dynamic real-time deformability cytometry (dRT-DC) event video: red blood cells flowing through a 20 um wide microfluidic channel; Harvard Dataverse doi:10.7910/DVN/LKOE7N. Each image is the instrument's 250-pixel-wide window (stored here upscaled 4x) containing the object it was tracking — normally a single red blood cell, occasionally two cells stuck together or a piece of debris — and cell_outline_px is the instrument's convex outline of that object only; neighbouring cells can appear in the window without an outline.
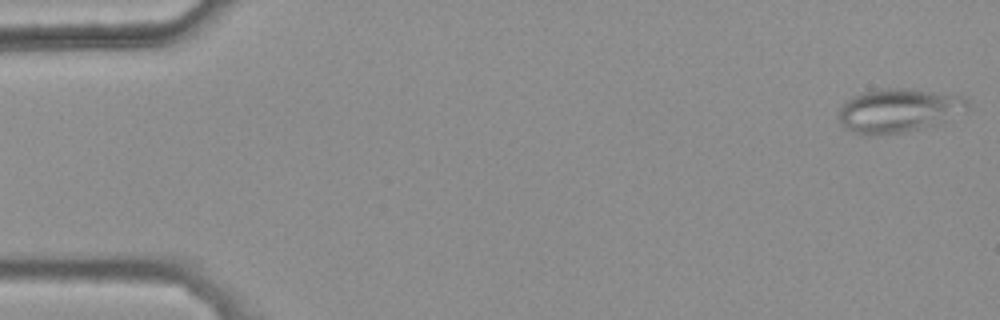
{"species": "common noctule bat (a hibernating species)", "species_latin": "Nyctalus noctula", "temperature_condition": "warm", "stored_images_in_passage": 48, "camera_frame_rate_fps": 3000, "um_per_image_px": 0.085, "animal": {"sex": "female", "body_mass_g": 25.1}, "frame": {"image": 1, "passage_image": 1, "time_ms": 0.0, "image_size_px": [1000, 320], "cell_outline_px": [[968, 108], [940, 124], [924, 128], [904, 132], [876, 136], [864, 136], [852, 132], [840, 124], [836, 116], [840, 104], [852, 96], [864, 92], [884, 88], [904, 88], [964, 96], [968, 100]], "centroid_in_image_um": [76.3, 9.41], "position_along_channel_um": 8.7, "area_um2": 33.47}}
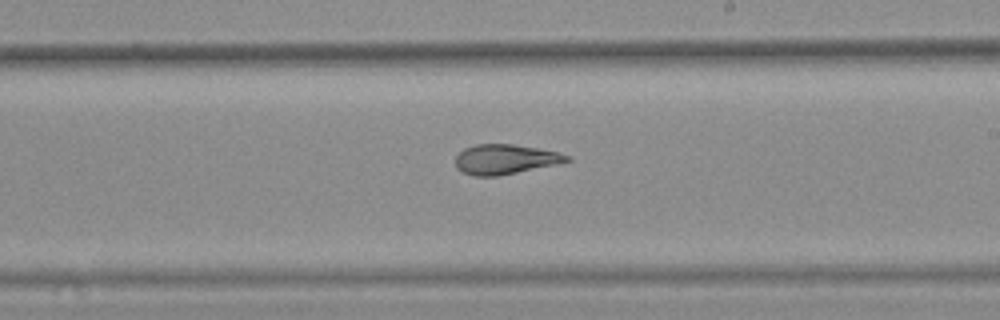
{"frame": {"image": 2, "passage_image": 31, "time_ms": 10.0, "image_size_px": [1000, 320], "cell_outline_px": [[572, 160], [556, 164], [496, 176], [472, 176], [456, 168], [456, 156], [464, 148], [476, 144], [512, 144], [536, 148], [556, 152], [572, 156]], "centroid_in_image_um": [42.92, 13.53], "position_along_channel_um": 246.1, "area_um2": 19.13}}
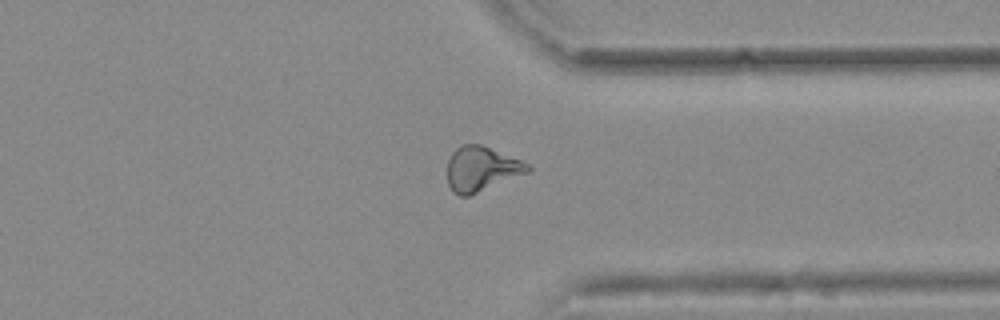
{"frame": {"image": 3, "passage_image": 41, "time_ms": 13.333, "image_size_px": [1000, 320], "cell_outline_px": [[532, 168], [528, 172], [468, 196], [460, 196], [452, 192], [448, 184], [448, 160], [452, 152], [460, 144], [480, 144], [520, 160], [528, 164]], "centroid_in_image_um": [40.88, 14.35], "position_along_channel_um": 370.5, "area_um2": 20.69}, "authors_computed_cell_mechanics": {"area_um2": 20.6924, "velocity_mm_per_s": 3.7737, "shape_relaxation_time_tau1_ms": null, "shape_relaxation_time_tau2_ms": 3.1906, "deformation_change_tau1": null, "deformation_change_tau2": 0.1062}}